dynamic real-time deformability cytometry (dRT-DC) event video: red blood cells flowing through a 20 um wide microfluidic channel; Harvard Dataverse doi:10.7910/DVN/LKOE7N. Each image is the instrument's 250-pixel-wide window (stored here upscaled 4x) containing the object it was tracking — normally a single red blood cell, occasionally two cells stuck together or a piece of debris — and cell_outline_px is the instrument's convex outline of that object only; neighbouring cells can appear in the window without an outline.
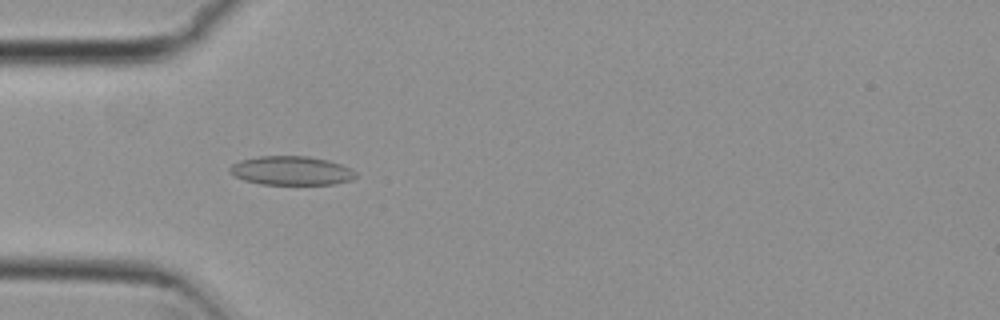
{"species": "common noctule bat (a hibernating species)", "species_latin": "Nyctalus noctula", "temperature_condition": "cold", "stored_images_in_passage": 34, "camera_frame_rate_fps": 3000, "um_per_image_px": 0.085, "animal": {"sex": "female", "body_mass_g": 29.2, "forearm_length_mm": 56.3}, "frame": {"image": 1, "passage_image": 8, "time_ms": 2.333, "image_size_px": [1000, 320], "cell_outline_px": [[356, 176], [352, 180], [332, 184], [260, 184], [244, 180], [228, 172], [228, 168], [232, 164], [240, 160], [256, 156], [308, 156], [328, 160], [352, 168], [356, 172]], "centroid_in_image_um": [24.75, 14.5], "position_along_channel_um": 60.3, "area_um2": 21.33}}
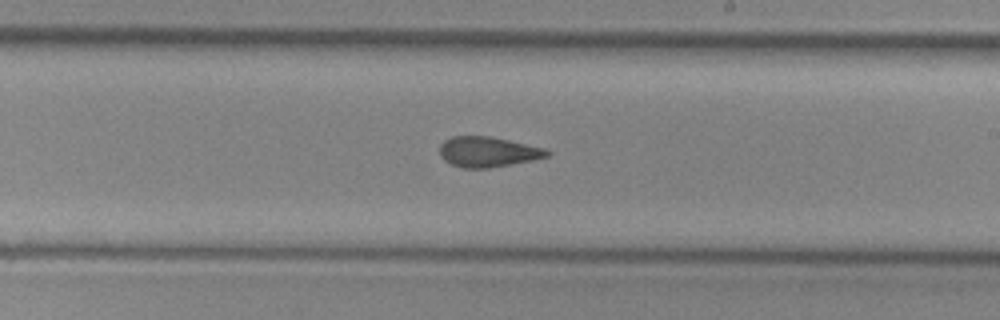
{"frame": {"image": 2, "passage_image": 23, "time_ms": 7.333, "image_size_px": [1000, 320], "cell_outline_px": [[552, 152], [548, 156], [532, 160], [488, 168], [464, 168], [452, 164], [444, 160], [440, 156], [440, 144], [444, 140], [452, 136], [488, 136], [508, 140], [544, 148]], "centroid_in_image_um": [41.44, 12.9], "position_along_channel_um": 247.6, "area_um2": 18.79}}
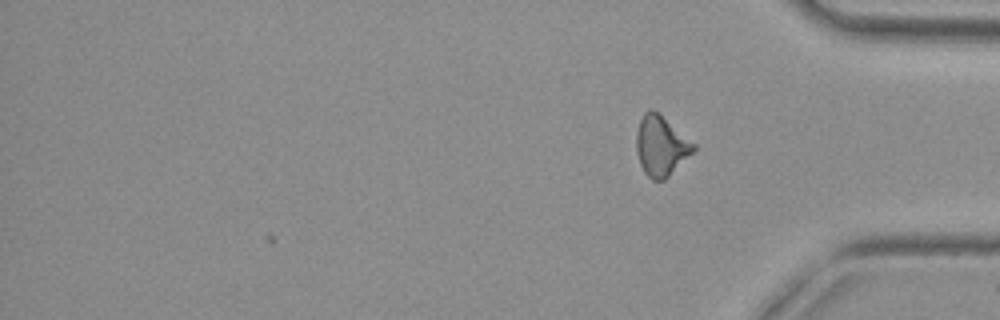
{"frame": {"image": 3, "passage_image": 34, "time_ms": 11.0, "image_size_px": [1000, 320], "cell_outline_px": [[696, 148], [664, 180], [652, 180], [644, 172], [640, 164], [636, 152], [636, 132], [640, 120], [644, 112], [648, 108], [652, 108], [696, 144]], "centroid_in_image_um": [56.15, 12.38], "position_along_channel_um": 379.0, "area_um2": 19.77}, "authors_computed_cell_mechanics": {"area_um2": 19.7676, "velocity_mm_per_s": 3.7941, "shape_relaxation_time_tau1_ms": null, "shape_relaxation_time_tau2_ms": 2.1079, "deformation_change_tau1": null, "deformation_change_tau2": 0.077}}